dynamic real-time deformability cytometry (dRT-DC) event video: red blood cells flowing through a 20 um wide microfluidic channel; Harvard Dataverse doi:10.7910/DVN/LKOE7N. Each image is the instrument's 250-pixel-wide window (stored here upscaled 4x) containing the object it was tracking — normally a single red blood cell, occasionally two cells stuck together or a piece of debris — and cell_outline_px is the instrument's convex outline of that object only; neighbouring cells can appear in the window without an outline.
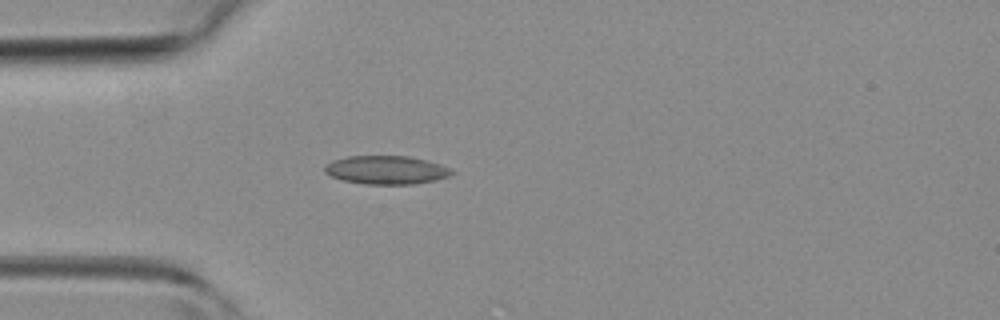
{"species": "common noctule bat (a hibernating species)", "species_latin": "Nyctalus noctula", "temperature_condition": "room temperature", "stored_images_in_passage": 42, "camera_frame_rate_fps": 3000, "um_per_image_px": 0.085, "animal": {"sex": "female", "body_mass_g": 19.3, "forearm_length_mm": 54.1}, "frame": {"image": 1, "passage_image": 11, "time_ms": 3.333, "image_size_px": [1000, 320], "cell_outline_px": [[456, 172], [448, 176], [436, 180], [416, 184], [364, 184], [344, 180], [332, 176], [324, 172], [324, 168], [332, 160], [348, 156], [408, 156], [428, 160], [452, 168]], "centroid_in_image_um": [32.88, 14.44], "position_along_channel_um": 52.1, "area_um2": 21.15}}
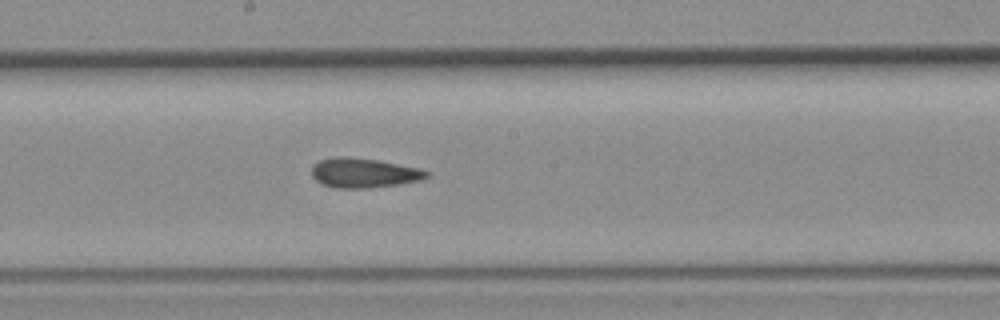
{"frame": {"image": 2, "passage_image": 22, "time_ms": 7.0, "image_size_px": [1000, 320], "cell_outline_px": [[428, 176], [424, 180], [400, 184], [368, 188], [336, 188], [324, 184], [316, 180], [312, 176], [312, 164], [320, 160], [336, 156], [348, 156], [376, 160], [420, 168], [428, 172]], "centroid_in_image_um": [30.92, 14.69], "position_along_channel_um": 217.3, "area_um2": 19.88}}
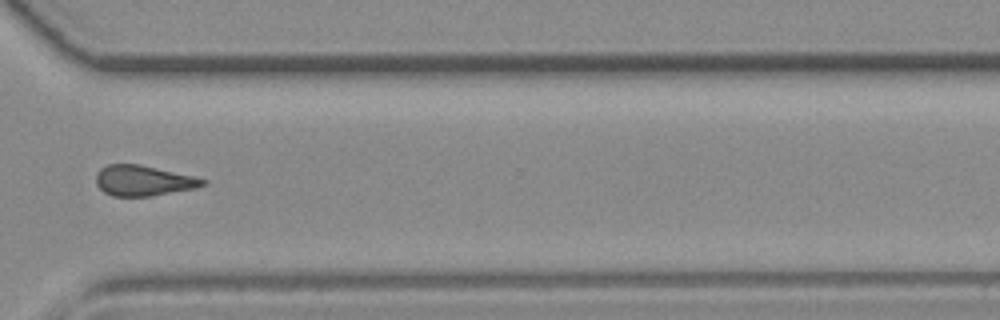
{"frame": {"image": 3, "passage_image": 31, "time_ms": 10.0, "image_size_px": [1000, 320], "cell_outline_px": [[208, 180], [204, 184], [196, 188], [148, 196], [112, 196], [104, 192], [96, 184], [96, 172], [100, 168], [108, 164], [140, 164], [192, 176]], "centroid_in_image_um": [12.14, 15.34], "position_along_channel_um": 358.5, "area_um2": 18.79}}